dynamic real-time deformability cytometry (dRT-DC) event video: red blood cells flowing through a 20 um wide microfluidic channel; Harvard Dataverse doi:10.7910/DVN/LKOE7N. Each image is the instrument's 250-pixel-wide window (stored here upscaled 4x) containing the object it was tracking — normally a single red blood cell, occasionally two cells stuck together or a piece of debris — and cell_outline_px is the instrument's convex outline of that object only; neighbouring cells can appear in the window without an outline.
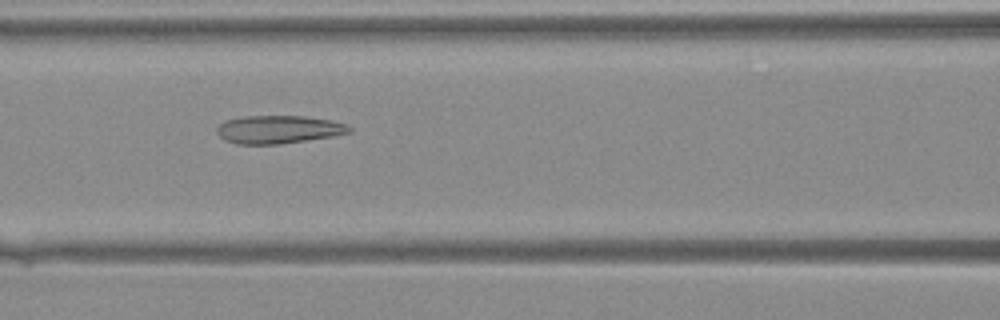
{"species": "Egyptian fruit bat (a non-hibernating species)", "species_latin": "Rousettus aegyptiacus", "temperature_condition": "warm", "stored_images_in_passage": 29, "camera_frame_rate_fps": 3000, "um_per_image_px": 0.085, "animal": {"sex": "female"}, "frame": {"image": 1, "passage_image": 7, "time_ms": 2.0, "image_size_px": [1000, 320], "cell_outline_px": [[352, 132], [332, 136], [276, 144], [236, 144], [224, 140], [216, 132], [216, 128], [224, 120], [244, 116], [304, 116], [332, 120], [348, 124], [352, 128]], "centroid_in_image_um": [23.66, 10.99], "position_along_channel_um": 142.9, "area_um2": 21.68}}
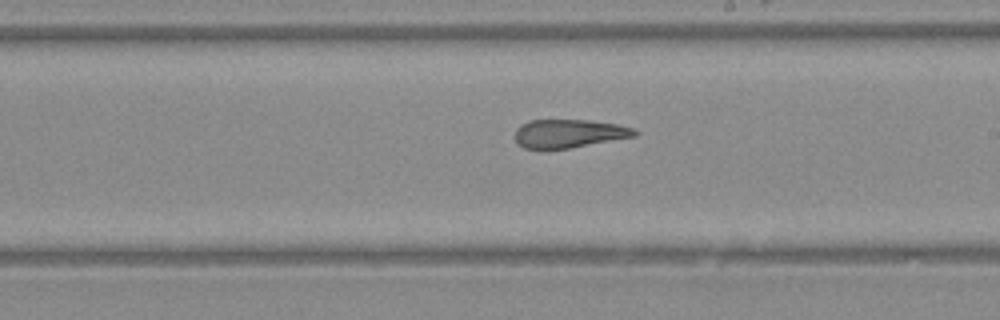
{"frame": {"image": 2, "passage_image": 13, "time_ms": 4.0, "image_size_px": [1000, 320], "cell_outline_px": [[636, 136], [568, 148], [540, 152], [524, 148], [516, 144], [516, 128], [520, 124], [532, 120], [588, 120], [616, 124], [632, 128], [636, 132]], "centroid_in_image_um": [48.25, 11.38], "position_along_channel_um": 240.7, "area_um2": 20.11}}
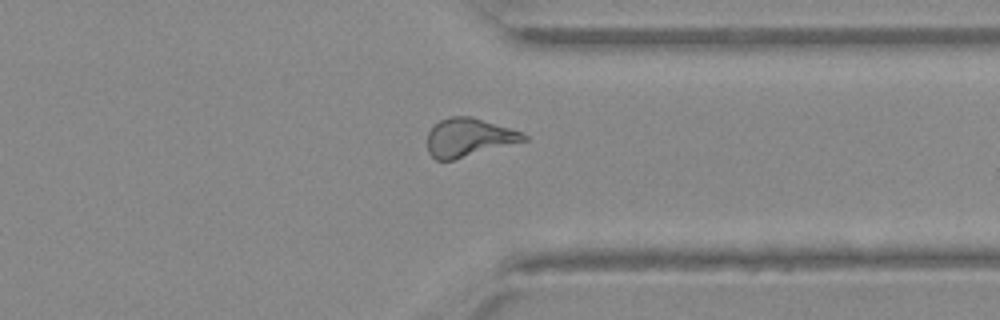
{"frame": {"image": 3, "passage_image": 21, "time_ms": 6.667, "image_size_px": [1000, 320], "cell_outline_px": [[528, 140], [452, 160], [436, 160], [428, 152], [428, 132], [440, 120], [452, 116], [472, 116], [520, 132], [528, 136]], "centroid_in_image_um": [39.83, 11.69], "position_along_channel_um": 371.6, "area_um2": 21.21}}